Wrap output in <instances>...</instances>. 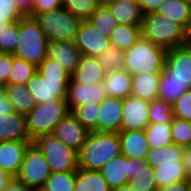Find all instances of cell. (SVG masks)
Listing matches in <instances>:
<instances>
[{"label": "cell", "instance_id": "obj_5", "mask_svg": "<svg viewBox=\"0 0 191 191\" xmlns=\"http://www.w3.org/2000/svg\"><path fill=\"white\" fill-rule=\"evenodd\" d=\"M140 27L143 38L165 50L184 45L185 28L155 12L144 14Z\"/></svg>", "mask_w": 191, "mask_h": 191}, {"label": "cell", "instance_id": "obj_35", "mask_svg": "<svg viewBox=\"0 0 191 191\" xmlns=\"http://www.w3.org/2000/svg\"><path fill=\"white\" fill-rule=\"evenodd\" d=\"M124 51L110 44L107 49L98 57L97 62L105 73L124 69Z\"/></svg>", "mask_w": 191, "mask_h": 191}, {"label": "cell", "instance_id": "obj_34", "mask_svg": "<svg viewBox=\"0 0 191 191\" xmlns=\"http://www.w3.org/2000/svg\"><path fill=\"white\" fill-rule=\"evenodd\" d=\"M149 148L171 144L170 123H150L144 130Z\"/></svg>", "mask_w": 191, "mask_h": 191}, {"label": "cell", "instance_id": "obj_21", "mask_svg": "<svg viewBox=\"0 0 191 191\" xmlns=\"http://www.w3.org/2000/svg\"><path fill=\"white\" fill-rule=\"evenodd\" d=\"M105 72L97 62L96 57L81 55L79 64L71 78L83 85H93L102 83L105 78Z\"/></svg>", "mask_w": 191, "mask_h": 191}, {"label": "cell", "instance_id": "obj_58", "mask_svg": "<svg viewBox=\"0 0 191 191\" xmlns=\"http://www.w3.org/2000/svg\"><path fill=\"white\" fill-rule=\"evenodd\" d=\"M110 1H112V0H99L100 3H104V4H105V3H108V2H110Z\"/></svg>", "mask_w": 191, "mask_h": 191}, {"label": "cell", "instance_id": "obj_20", "mask_svg": "<svg viewBox=\"0 0 191 191\" xmlns=\"http://www.w3.org/2000/svg\"><path fill=\"white\" fill-rule=\"evenodd\" d=\"M105 4L119 25H141L144 14L137 0H112Z\"/></svg>", "mask_w": 191, "mask_h": 191}, {"label": "cell", "instance_id": "obj_43", "mask_svg": "<svg viewBox=\"0 0 191 191\" xmlns=\"http://www.w3.org/2000/svg\"><path fill=\"white\" fill-rule=\"evenodd\" d=\"M172 115L174 118L191 121V89L172 103Z\"/></svg>", "mask_w": 191, "mask_h": 191}, {"label": "cell", "instance_id": "obj_7", "mask_svg": "<svg viewBox=\"0 0 191 191\" xmlns=\"http://www.w3.org/2000/svg\"><path fill=\"white\" fill-rule=\"evenodd\" d=\"M33 18L48 42L74 41L81 22L63 7L36 14Z\"/></svg>", "mask_w": 191, "mask_h": 191}, {"label": "cell", "instance_id": "obj_29", "mask_svg": "<svg viewBox=\"0 0 191 191\" xmlns=\"http://www.w3.org/2000/svg\"><path fill=\"white\" fill-rule=\"evenodd\" d=\"M184 148L174 143L162 148H149L144 161L150 167H158V163L182 161Z\"/></svg>", "mask_w": 191, "mask_h": 191}, {"label": "cell", "instance_id": "obj_18", "mask_svg": "<svg viewBox=\"0 0 191 191\" xmlns=\"http://www.w3.org/2000/svg\"><path fill=\"white\" fill-rule=\"evenodd\" d=\"M80 51L74 41L48 42L47 57L72 75L80 60Z\"/></svg>", "mask_w": 191, "mask_h": 191}, {"label": "cell", "instance_id": "obj_19", "mask_svg": "<svg viewBox=\"0 0 191 191\" xmlns=\"http://www.w3.org/2000/svg\"><path fill=\"white\" fill-rule=\"evenodd\" d=\"M121 154L129 159H144L149 150L144 130H121L118 133Z\"/></svg>", "mask_w": 191, "mask_h": 191}, {"label": "cell", "instance_id": "obj_27", "mask_svg": "<svg viewBox=\"0 0 191 191\" xmlns=\"http://www.w3.org/2000/svg\"><path fill=\"white\" fill-rule=\"evenodd\" d=\"M73 191H111L99 170L77 169Z\"/></svg>", "mask_w": 191, "mask_h": 191}, {"label": "cell", "instance_id": "obj_49", "mask_svg": "<svg viewBox=\"0 0 191 191\" xmlns=\"http://www.w3.org/2000/svg\"><path fill=\"white\" fill-rule=\"evenodd\" d=\"M143 14L155 12L165 0H137Z\"/></svg>", "mask_w": 191, "mask_h": 191}, {"label": "cell", "instance_id": "obj_14", "mask_svg": "<svg viewBox=\"0 0 191 191\" xmlns=\"http://www.w3.org/2000/svg\"><path fill=\"white\" fill-rule=\"evenodd\" d=\"M106 97L102 83L88 86L75 82L72 78L69 80L66 96L69 111L80 105L99 104Z\"/></svg>", "mask_w": 191, "mask_h": 191}, {"label": "cell", "instance_id": "obj_36", "mask_svg": "<svg viewBox=\"0 0 191 191\" xmlns=\"http://www.w3.org/2000/svg\"><path fill=\"white\" fill-rule=\"evenodd\" d=\"M37 67L21 58L13 56L12 69L9 74V84H23L35 75Z\"/></svg>", "mask_w": 191, "mask_h": 191}, {"label": "cell", "instance_id": "obj_48", "mask_svg": "<svg viewBox=\"0 0 191 191\" xmlns=\"http://www.w3.org/2000/svg\"><path fill=\"white\" fill-rule=\"evenodd\" d=\"M15 112L5 93V84L0 82V114Z\"/></svg>", "mask_w": 191, "mask_h": 191}, {"label": "cell", "instance_id": "obj_59", "mask_svg": "<svg viewBox=\"0 0 191 191\" xmlns=\"http://www.w3.org/2000/svg\"><path fill=\"white\" fill-rule=\"evenodd\" d=\"M181 1L186 2L191 5V0H181Z\"/></svg>", "mask_w": 191, "mask_h": 191}, {"label": "cell", "instance_id": "obj_50", "mask_svg": "<svg viewBox=\"0 0 191 191\" xmlns=\"http://www.w3.org/2000/svg\"><path fill=\"white\" fill-rule=\"evenodd\" d=\"M182 161L185 174L187 178L191 180V143L184 148Z\"/></svg>", "mask_w": 191, "mask_h": 191}, {"label": "cell", "instance_id": "obj_6", "mask_svg": "<svg viewBox=\"0 0 191 191\" xmlns=\"http://www.w3.org/2000/svg\"><path fill=\"white\" fill-rule=\"evenodd\" d=\"M66 99L38 103L25 116L30 140L51 134L56 125L69 113Z\"/></svg>", "mask_w": 191, "mask_h": 191}, {"label": "cell", "instance_id": "obj_30", "mask_svg": "<svg viewBox=\"0 0 191 191\" xmlns=\"http://www.w3.org/2000/svg\"><path fill=\"white\" fill-rule=\"evenodd\" d=\"M128 185L133 191H157L153 168L144 159H136V170L134 176L129 178Z\"/></svg>", "mask_w": 191, "mask_h": 191}, {"label": "cell", "instance_id": "obj_51", "mask_svg": "<svg viewBox=\"0 0 191 191\" xmlns=\"http://www.w3.org/2000/svg\"><path fill=\"white\" fill-rule=\"evenodd\" d=\"M19 11L28 16L32 12L34 0H14Z\"/></svg>", "mask_w": 191, "mask_h": 191}, {"label": "cell", "instance_id": "obj_24", "mask_svg": "<svg viewBox=\"0 0 191 191\" xmlns=\"http://www.w3.org/2000/svg\"><path fill=\"white\" fill-rule=\"evenodd\" d=\"M160 73H148L132 76L131 95L150 102L158 98Z\"/></svg>", "mask_w": 191, "mask_h": 191}, {"label": "cell", "instance_id": "obj_56", "mask_svg": "<svg viewBox=\"0 0 191 191\" xmlns=\"http://www.w3.org/2000/svg\"><path fill=\"white\" fill-rule=\"evenodd\" d=\"M9 24H10V22H7L6 20H0V32L3 29H5Z\"/></svg>", "mask_w": 191, "mask_h": 191}, {"label": "cell", "instance_id": "obj_1", "mask_svg": "<svg viewBox=\"0 0 191 191\" xmlns=\"http://www.w3.org/2000/svg\"><path fill=\"white\" fill-rule=\"evenodd\" d=\"M71 75L47 56L37 66V72L26 83L36 104L66 99Z\"/></svg>", "mask_w": 191, "mask_h": 191}, {"label": "cell", "instance_id": "obj_17", "mask_svg": "<svg viewBox=\"0 0 191 191\" xmlns=\"http://www.w3.org/2000/svg\"><path fill=\"white\" fill-rule=\"evenodd\" d=\"M31 140L0 141V169L15 177Z\"/></svg>", "mask_w": 191, "mask_h": 191}, {"label": "cell", "instance_id": "obj_4", "mask_svg": "<svg viewBox=\"0 0 191 191\" xmlns=\"http://www.w3.org/2000/svg\"><path fill=\"white\" fill-rule=\"evenodd\" d=\"M18 41L13 56L21 58L36 67L47 56L48 41L37 21L23 16L18 21Z\"/></svg>", "mask_w": 191, "mask_h": 191}, {"label": "cell", "instance_id": "obj_11", "mask_svg": "<svg viewBox=\"0 0 191 191\" xmlns=\"http://www.w3.org/2000/svg\"><path fill=\"white\" fill-rule=\"evenodd\" d=\"M81 55L98 57L110 45L109 37L92 27L87 21H81L74 39Z\"/></svg>", "mask_w": 191, "mask_h": 191}, {"label": "cell", "instance_id": "obj_42", "mask_svg": "<svg viewBox=\"0 0 191 191\" xmlns=\"http://www.w3.org/2000/svg\"><path fill=\"white\" fill-rule=\"evenodd\" d=\"M18 22L10 23L0 32V53L13 54L18 41Z\"/></svg>", "mask_w": 191, "mask_h": 191}, {"label": "cell", "instance_id": "obj_57", "mask_svg": "<svg viewBox=\"0 0 191 191\" xmlns=\"http://www.w3.org/2000/svg\"><path fill=\"white\" fill-rule=\"evenodd\" d=\"M34 191H48V189L45 186H42V187L34 189Z\"/></svg>", "mask_w": 191, "mask_h": 191}, {"label": "cell", "instance_id": "obj_23", "mask_svg": "<svg viewBox=\"0 0 191 191\" xmlns=\"http://www.w3.org/2000/svg\"><path fill=\"white\" fill-rule=\"evenodd\" d=\"M102 86L107 96L125 99L131 95L132 76L124 69L109 72L105 74Z\"/></svg>", "mask_w": 191, "mask_h": 191}, {"label": "cell", "instance_id": "obj_39", "mask_svg": "<svg viewBox=\"0 0 191 191\" xmlns=\"http://www.w3.org/2000/svg\"><path fill=\"white\" fill-rule=\"evenodd\" d=\"M76 171L51 172L46 180L48 191H73Z\"/></svg>", "mask_w": 191, "mask_h": 191}, {"label": "cell", "instance_id": "obj_8", "mask_svg": "<svg viewBox=\"0 0 191 191\" xmlns=\"http://www.w3.org/2000/svg\"><path fill=\"white\" fill-rule=\"evenodd\" d=\"M32 143L43 154L51 172L76 171L78 169L77 152L52 134L41 135L35 138Z\"/></svg>", "mask_w": 191, "mask_h": 191}, {"label": "cell", "instance_id": "obj_9", "mask_svg": "<svg viewBox=\"0 0 191 191\" xmlns=\"http://www.w3.org/2000/svg\"><path fill=\"white\" fill-rule=\"evenodd\" d=\"M50 174L49 164L43 154L31 143L25 151L19 172L14 178L27 187L36 189L45 185Z\"/></svg>", "mask_w": 191, "mask_h": 191}, {"label": "cell", "instance_id": "obj_2", "mask_svg": "<svg viewBox=\"0 0 191 191\" xmlns=\"http://www.w3.org/2000/svg\"><path fill=\"white\" fill-rule=\"evenodd\" d=\"M119 154L121 148L118 133L90 131L77 153L78 168L99 170Z\"/></svg>", "mask_w": 191, "mask_h": 191}, {"label": "cell", "instance_id": "obj_37", "mask_svg": "<svg viewBox=\"0 0 191 191\" xmlns=\"http://www.w3.org/2000/svg\"><path fill=\"white\" fill-rule=\"evenodd\" d=\"M98 109L99 104L91 103L74 107L70 113L89 132H97Z\"/></svg>", "mask_w": 191, "mask_h": 191}, {"label": "cell", "instance_id": "obj_55", "mask_svg": "<svg viewBox=\"0 0 191 191\" xmlns=\"http://www.w3.org/2000/svg\"><path fill=\"white\" fill-rule=\"evenodd\" d=\"M111 191H133V190L128 184H125L118 188L112 189Z\"/></svg>", "mask_w": 191, "mask_h": 191}, {"label": "cell", "instance_id": "obj_12", "mask_svg": "<svg viewBox=\"0 0 191 191\" xmlns=\"http://www.w3.org/2000/svg\"><path fill=\"white\" fill-rule=\"evenodd\" d=\"M135 170L136 159H129L123 154H119L104 164L99 172L112 190L128 184L129 178L134 176Z\"/></svg>", "mask_w": 191, "mask_h": 191}, {"label": "cell", "instance_id": "obj_38", "mask_svg": "<svg viewBox=\"0 0 191 191\" xmlns=\"http://www.w3.org/2000/svg\"><path fill=\"white\" fill-rule=\"evenodd\" d=\"M99 3V0H62V7L81 21H87Z\"/></svg>", "mask_w": 191, "mask_h": 191}, {"label": "cell", "instance_id": "obj_44", "mask_svg": "<svg viewBox=\"0 0 191 191\" xmlns=\"http://www.w3.org/2000/svg\"><path fill=\"white\" fill-rule=\"evenodd\" d=\"M23 16L14 0H0V20L14 23L18 22Z\"/></svg>", "mask_w": 191, "mask_h": 191}, {"label": "cell", "instance_id": "obj_25", "mask_svg": "<svg viewBox=\"0 0 191 191\" xmlns=\"http://www.w3.org/2000/svg\"><path fill=\"white\" fill-rule=\"evenodd\" d=\"M6 96L16 113L26 116L36 102L23 84H5Z\"/></svg>", "mask_w": 191, "mask_h": 191}, {"label": "cell", "instance_id": "obj_16", "mask_svg": "<svg viewBox=\"0 0 191 191\" xmlns=\"http://www.w3.org/2000/svg\"><path fill=\"white\" fill-rule=\"evenodd\" d=\"M123 99L107 96L99 103L97 132L121 131Z\"/></svg>", "mask_w": 191, "mask_h": 191}, {"label": "cell", "instance_id": "obj_26", "mask_svg": "<svg viewBox=\"0 0 191 191\" xmlns=\"http://www.w3.org/2000/svg\"><path fill=\"white\" fill-rule=\"evenodd\" d=\"M153 174L157 188L188 179L184 171L183 161L158 163V167L153 168Z\"/></svg>", "mask_w": 191, "mask_h": 191}, {"label": "cell", "instance_id": "obj_45", "mask_svg": "<svg viewBox=\"0 0 191 191\" xmlns=\"http://www.w3.org/2000/svg\"><path fill=\"white\" fill-rule=\"evenodd\" d=\"M62 7V0H34L32 12L28 15L34 17L36 14L55 10Z\"/></svg>", "mask_w": 191, "mask_h": 191}, {"label": "cell", "instance_id": "obj_33", "mask_svg": "<svg viewBox=\"0 0 191 191\" xmlns=\"http://www.w3.org/2000/svg\"><path fill=\"white\" fill-rule=\"evenodd\" d=\"M87 22L96 30L109 37L110 33L119 24L104 3H99Z\"/></svg>", "mask_w": 191, "mask_h": 191}, {"label": "cell", "instance_id": "obj_31", "mask_svg": "<svg viewBox=\"0 0 191 191\" xmlns=\"http://www.w3.org/2000/svg\"><path fill=\"white\" fill-rule=\"evenodd\" d=\"M141 25H118L110 33V44L120 50L129 49L141 37Z\"/></svg>", "mask_w": 191, "mask_h": 191}, {"label": "cell", "instance_id": "obj_13", "mask_svg": "<svg viewBox=\"0 0 191 191\" xmlns=\"http://www.w3.org/2000/svg\"><path fill=\"white\" fill-rule=\"evenodd\" d=\"M149 102L132 95L123 99L121 130H145L150 124Z\"/></svg>", "mask_w": 191, "mask_h": 191}, {"label": "cell", "instance_id": "obj_40", "mask_svg": "<svg viewBox=\"0 0 191 191\" xmlns=\"http://www.w3.org/2000/svg\"><path fill=\"white\" fill-rule=\"evenodd\" d=\"M149 123H171L172 104L156 98L149 102L148 110Z\"/></svg>", "mask_w": 191, "mask_h": 191}, {"label": "cell", "instance_id": "obj_15", "mask_svg": "<svg viewBox=\"0 0 191 191\" xmlns=\"http://www.w3.org/2000/svg\"><path fill=\"white\" fill-rule=\"evenodd\" d=\"M88 133L89 131L69 112L56 125L51 134L78 153L86 141Z\"/></svg>", "mask_w": 191, "mask_h": 191}, {"label": "cell", "instance_id": "obj_52", "mask_svg": "<svg viewBox=\"0 0 191 191\" xmlns=\"http://www.w3.org/2000/svg\"><path fill=\"white\" fill-rule=\"evenodd\" d=\"M2 191H34V189L27 187L13 178Z\"/></svg>", "mask_w": 191, "mask_h": 191}, {"label": "cell", "instance_id": "obj_3", "mask_svg": "<svg viewBox=\"0 0 191 191\" xmlns=\"http://www.w3.org/2000/svg\"><path fill=\"white\" fill-rule=\"evenodd\" d=\"M166 50L142 36L124 51V70L131 76L161 73Z\"/></svg>", "mask_w": 191, "mask_h": 191}, {"label": "cell", "instance_id": "obj_46", "mask_svg": "<svg viewBox=\"0 0 191 191\" xmlns=\"http://www.w3.org/2000/svg\"><path fill=\"white\" fill-rule=\"evenodd\" d=\"M13 54L0 53V82L9 84V74L12 69Z\"/></svg>", "mask_w": 191, "mask_h": 191}, {"label": "cell", "instance_id": "obj_10", "mask_svg": "<svg viewBox=\"0 0 191 191\" xmlns=\"http://www.w3.org/2000/svg\"><path fill=\"white\" fill-rule=\"evenodd\" d=\"M164 68L191 89V47L181 45L166 50Z\"/></svg>", "mask_w": 191, "mask_h": 191}, {"label": "cell", "instance_id": "obj_41", "mask_svg": "<svg viewBox=\"0 0 191 191\" xmlns=\"http://www.w3.org/2000/svg\"><path fill=\"white\" fill-rule=\"evenodd\" d=\"M172 142L183 148L191 143V124L188 120L172 118L170 123Z\"/></svg>", "mask_w": 191, "mask_h": 191}, {"label": "cell", "instance_id": "obj_32", "mask_svg": "<svg viewBox=\"0 0 191 191\" xmlns=\"http://www.w3.org/2000/svg\"><path fill=\"white\" fill-rule=\"evenodd\" d=\"M189 88L174 79L171 74L163 68L160 73V83H159V95L158 98L172 104L177 98H179L186 90Z\"/></svg>", "mask_w": 191, "mask_h": 191}, {"label": "cell", "instance_id": "obj_28", "mask_svg": "<svg viewBox=\"0 0 191 191\" xmlns=\"http://www.w3.org/2000/svg\"><path fill=\"white\" fill-rule=\"evenodd\" d=\"M155 13L177 22L185 28L190 17L191 5L181 0H165L160 4Z\"/></svg>", "mask_w": 191, "mask_h": 191}, {"label": "cell", "instance_id": "obj_53", "mask_svg": "<svg viewBox=\"0 0 191 191\" xmlns=\"http://www.w3.org/2000/svg\"><path fill=\"white\" fill-rule=\"evenodd\" d=\"M14 177L0 169V191H2Z\"/></svg>", "mask_w": 191, "mask_h": 191}, {"label": "cell", "instance_id": "obj_22", "mask_svg": "<svg viewBox=\"0 0 191 191\" xmlns=\"http://www.w3.org/2000/svg\"><path fill=\"white\" fill-rule=\"evenodd\" d=\"M6 140H30L24 115L0 114V141Z\"/></svg>", "mask_w": 191, "mask_h": 191}, {"label": "cell", "instance_id": "obj_47", "mask_svg": "<svg viewBox=\"0 0 191 191\" xmlns=\"http://www.w3.org/2000/svg\"><path fill=\"white\" fill-rule=\"evenodd\" d=\"M157 191H191V180L185 179L157 188Z\"/></svg>", "mask_w": 191, "mask_h": 191}, {"label": "cell", "instance_id": "obj_54", "mask_svg": "<svg viewBox=\"0 0 191 191\" xmlns=\"http://www.w3.org/2000/svg\"><path fill=\"white\" fill-rule=\"evenodd\" d=\"M184 45L191 47V13L184 30Z\"/></svg>", "mask_w": 191, "mask_h": 191}]
</instances>
